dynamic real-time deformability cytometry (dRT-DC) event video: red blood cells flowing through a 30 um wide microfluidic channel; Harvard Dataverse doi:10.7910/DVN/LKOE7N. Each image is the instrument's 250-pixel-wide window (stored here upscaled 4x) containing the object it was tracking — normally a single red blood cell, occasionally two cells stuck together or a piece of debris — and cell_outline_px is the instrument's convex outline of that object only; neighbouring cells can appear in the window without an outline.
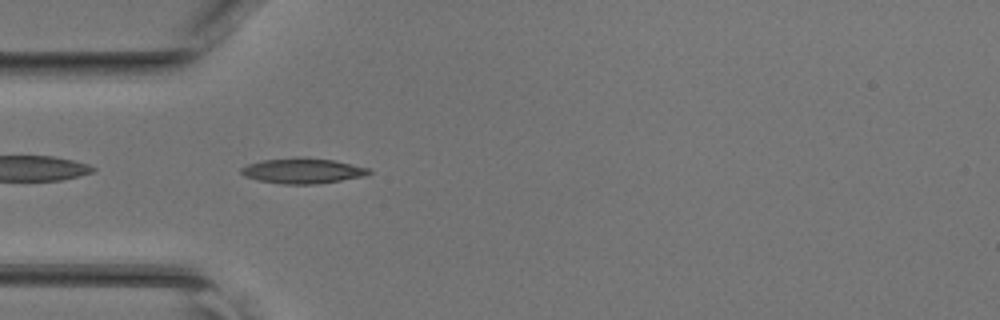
{"species": "common noctule bat (a hibernating species)", "species_latin": "Nyctalus noctula", "temperature_condition": "room temperature", "stored_images_in_passage": 34, "camera_frame_rate_fps": 3000, "um_per_image_px": 0.085, "animal": {"sex": "female", "body_mass_g": 17.0, "forearm_length_mm": 48.0}, "frame": {"image": 1, "passage_image": 2, "time_ms": 0.333, "image_size_px": [1000, 320], "cell_outline_px": [[372, 172], [364, 176], [316, 184], [284, 184], [256, 180], [244, 176], [240, 172], [240, 168], [248, 164], [260, 160], [296, 156], [304, 156], [336, 160], [368, 168]], "centroid_in_image_um": [25.68, 14.49], "position_along_channel_um": 59.3, "area_um2": 19.19}}
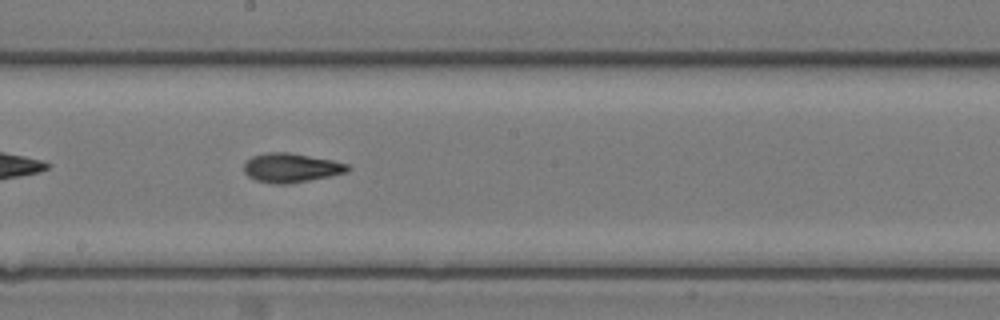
{"frame": {"image": 2, "passage_image": 13, "time_ms": 4.0, "image_size_px": [1000, 320], "cell_outline_px": [[352, 168], [348, 172], [332, 176], [288, 184], [272, 184], [256, 180], [248, 176], [244, 172], [244, 164], [252, 156], [264, 152], [288, 152], [332, 160], [348, 164]], "centroid_in_image_um": [24.76, 14.27], "position_along_channel_um": 223.4, "area_um2": 17.8}}
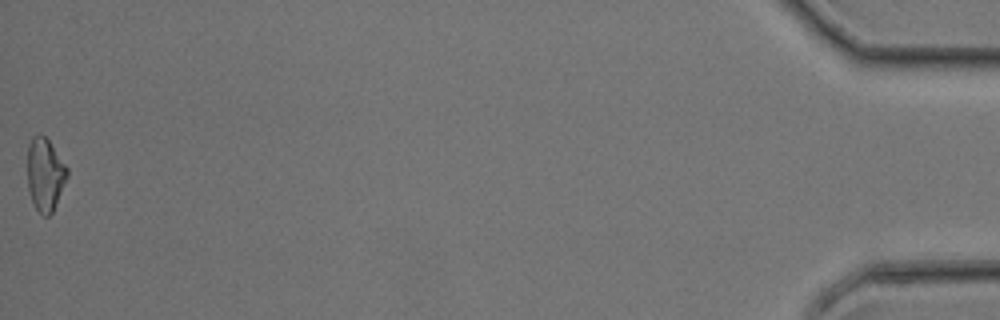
{"frame": {"image": 3, "passage_image": 34, "time_ms": 11.0, "image_size_px": [1000, 320], "cell_outline_px": [[68, 176], [52, 212], [48, 216], [44, 216], [36, 208], [28, 192], [28, 144], [32, 136], [40, 132], [48, 140], [68, 168]], "centroid_in_image_um": [3.82, 14.8], "position_along_channel_um": 431.4, "area_um2": 16.76}}